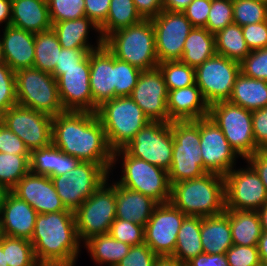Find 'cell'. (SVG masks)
<instances>
[{"instance_id":"cell-1","label":"cell","mask_w":267,"mask_h":266,"mask_svg":"<svg viewBox=\"0 0 267 266\" xmlns=\"http://www.w3.org/2000/svg\"><path fill=\"white\" fill-rule=\"evenodd\" d=\"M52 143L80 161L113 167V150L95 112L65 111L53 117Z\"/></svg>"},{"instance_id":"cell-2","label":"cell","mask_w":267,"mask_h":266,"mask_svg":"<svg viewBox=\"0 0 267 266\" xmlns=\"http://www.w3.org/2000/svg\"><path fill=\"white\" fill-rule=\"evenodd\" d=\"M30 242L41 266H75L81 245L74 212L37 214Z\"/></svg>"},{"instance_id":"cell-3","label":"cell","mask_w":267,"mask_h":266,"mask_svg":"<svg viewBox=\"0 0 267 266\" xmlns=\"http://www.w3.org/2000/svg\"><path fill=\"white\" fill-rule=\"evenodd\" d=\"M169 202L186 216H217L225 212L224 176L202 177L173 183Z\"/></svg>"},{"instance_id":"cell-4","label":"cell","mask_w":267,"mask_h":266,"mask_svg":"<svg viewBox=\"0 0 267 266\" xmlns=\"http://www.w3.org/2000/svg\"><path fill=\"white\" fill-rule=\"evenodd\" d=\"M105 47L118 59L141 71L158 67L155 33L151 19L119 29L104 39Z\"/></svg>"},{"instance_id":"cell-5","label":"cell","mask_w":267,"mask_h":266,"mask_svg":"<svg viewBox=\"0 0 267 266\" xmlns=\"http://www.w3.org/2000/svg\"><path fill=\"white\" fill-rule=\"evenodd\" d=\"M171 131L173 153L168 171L171 185L202 177L207 172L201 158L199 119L171 121Z\"/></svg>"},{"instance_id":"cell-6","label":"cell","mask_w":267,"mask_h":266,"mask_svg":"<svg viewBox=\"0 0 267 266\" xmlns=\"http://www.w3.org/2000/svg\"><path fill=\"white\" fill-rule=\"evenodd\" d=\"M96 114L113 151L124 148L150 122L130 96L115 97L104 102Z\"/></svg>"},{"instance_id":"cell-7","label":"cell","mask_w":267,"mask_h":266,"mask_svg":"<svg viewBox=\"0 0 267 266\" xmlns=\"http://www.w3.org/2000/svg\"><path fill=\"white\" fill-rule=\"evenodd\" d=\"M17 105L50 117L65 112L58 93L57 79L47 72L30 67L15 72Z\"/></svg>"},{"instance_id":"cell-8","label":"cell","mask_w":267,"mask_h":266,"mask_svg":"<svg viewBox=\"0 0 267 266\" xmlns=\"http://www.w3.org/2000/svg\"><path fill=\"white\" fill-rule=\"evenodd\" d=\"M123 170L119 185L140 192L158 204L167 203L171 195L168 172L156 165L131 156L124 148L113 151V164L121 156Z\"/></svg>"},{"instance_id":"cell-9","label":"cell","mask_w":267,"mask_h":266,"mask_svg":"<svg viewBox=\"0 0 267 266\" xmlns=\"http://www.w3.org/2000/svg\"><path fill=\"white\" fill-rule=\"evenodd\" d=\"M208 116L222 130L235 152L245 160L257 150L253 128L252 111L227 101L209 105Z\"/></svg>"},{"instance_id":"cell-10","label":"cell","mask_w":267,"mask_h":266,"mask_svg":"<svg viewBox=\"0 0 267 266\" xmlns=\"http://www.w3.org/2000/svg\"><path fill=\"white\" fill-rule=\"evenodd\" d=\"M109 172L105 165L81 161L71 171L51 180L65 208L75 212L108 180Z\"/></svg>"},{"instance_id":"cell-11","label":"cell","mask_w":267,"mask_h":266,"mask_svg":"<svg viewBox=\"0 0 267 266\" xmlns=\"http://www.w3.org/2000/svg\"><path fill=\"white\" fill-rule=\"evenodd\" d=\"M113 184L108 186L105 181L74 212L80 241L85 243L93 236L109 232L112 222L116 219V183Z\"/></svg>"},{"instance_id":"cell-12","label":"cell","mask_w":267,"mask_h":266,"mask_svg":"<svg viewBox=\"0 0 267 266\" xmlns=\"http://www.w3.org/2000/svg\"><path fill=\"white\" fill-rule=\"evenodd\" d=\"M124 149L131 156L145 160L168 172L173 153L171 122H148Z\"/></svg>"},{"instance_id":"cell-13","label":"cell","mask_w":267,"mask_h":266,"mask_svg":"<svg viewBox=\"0 0 267 266\" xmlns=\"http://www.w3.org/2000/svg\"><path fill=\"white\" fill-rule=\"evenodd\" d=\"M240 72L239 62L215 54L195 68V83L205 101L211 105L230 98Z\"/></svg>"},{"instance_id":"cell-14","label":"cell","mask_w":267,"mask_h":266,"mask_svg":"<svg viewBox=\"0 0 267 266\" xmlns=\"http://www.w3.org/2000/svg\"><path fill=\"white\" fill-rule=\"evenodd\" d=\"M225 210L258 211L267 203V193L258 173L248 168H234L224 176Z\"/></svg>"},{"instance_id":"cell-15","label":"cell","mask_w":267,"mask_h":266,"mask_svg":"<svg viewBox=\"0 0 267 266\" xmlns=\"http://www.w3.org/2000/svg\"><path fill=\"white\" fill-rule=\"evenodd\" d=\"M155 33V48L159 63L180 61L189 32L194 28L183 12L162 10L151 19Z\"/></svg>"},{"instance_id":"cell-16","label":"cell","mask_w":267,"mask_h":266,"mask_svg":"<svg viewBox=\"0 0 267 266\" xmlns=\"http://www.w3.org/2000/svg\"><path fill=\"white\" fill-rule=\"evenodd\" d=\"M31 152L52 143V117L30 108L15 105L0 116Z\"/></svg>"},{"instance_id":"cell-17","label":"cell","mask_w":267,"mask_h":266,"mask_svg":"<svg viewBox=\"0 0 267 266\" xmlns=\"http://www.w3.org/2000/svg\"><path fill=\"white\" fill-rule=\"evenodd\" d=\"M186 217L170 202L158 204L144 226L145 243L158 256H172L178 232Z\"/></svg>"},{"instance_id":"cell-18","label":"cell","mask_w":267,"mask_h":266,"mask_svg":"<svg viewBox=\"0 0 267 266\" xmlns=\"http://www.w3.org/2000/svg\"><path fill=\"white\" fill-rule=\"evenodd\" d=\"M199 131L204 170L225 176L234 168L237 153L209 116L199 119Z\"/></svg>"},{"instance_id":"cell-19","label":"cell","mask_w":267,"mask_h":266,"mask_svg":"<svg viewBox=\"0 0 267 266\" xmlns=\"http://www.w3.org/2000/svg\"><path fill=\"white\" fill-rule=\"evenodd\" d=\"M89 54L78 64V67L61 69L57 79L58 93L65 111L97 112L90 89Z\"/></svg>"},{"instance_id":"cell-20","label":"cell","mask_w":267,"mask_h":266,"mask_svg":"<svg viewBox=\"0 0 267 266\" xmlns=\"http://www.w3.org/2000/svg\"><path fill=\"white\" fill-rule=\"evenodd\" d=\"M130 97L150 121L169 123L168 90L158 67L140 73Z\"/></svg>"},{"instance_id":"cell-21","label":"cell","mask_w":267,"mask_h":266,"mask_svg":"<svg viewBox=\"0 0 267 266\" xmlns=\"http://www.w3.org/2000/svg\"><path fill=\"white\" fill-rule=\"evenodd\" d=\"M38 214L66 211L50 177L28 172L11 190Z\"/></svg>"},{"instance_id":"cell-22","label":"cell","mask_w":267,"mask_h":266,"mask_svg":"<svg viewBox=\"0 0 267 266\" xmlns=\"http://www.w3.org/2000/svg\"><path fill=\"white\" fill-rule=\"evenodd\" d=\"M89 64L93 103L100 107L114 98L115 56L103 45L89 53Z\"/></svg>"},{"instance_id":"cell-23","label":"cell","mask_w":267,"mask_h":266,"mask_svg":"<svg viewBox=\"0 0 267 266\" xmlns=\"http://www.w3.org/2000/svg\"><path fill=\"white\" fill-rule=\"evenodd\" d=\"M37 214L27 202L9 191L0 213L2 234L30 240Z\"/></svg>"},{"instance_id":"cell-24","label":"cell","mask_w":267,"mask_h":266,"mask_svg":"<svg viewBox=\"0 0 267 266\" xmlns=\"http://www.w3.org/2000/svg\"><path fill=\"white\" fill-rule=\"evenodd\" d=\"M0 40L5 63L14 72L34 66L35 33L8 25Z\"/></svg>"},{"instance_id":"cell-25","label":"cell","mask_w":267,"mask_h":266,"mask_svg":"<svg viewBox=\"0 0 267 266\" xmlns=\"http://www.w3.org/2000/svg\"><path fill=\"white\" fill-rule=\"evenodd\" d=\"M167 109L169 122L197 120L209 114V104L203 98L196 83L189 87L168 91Z\"/></svg>"},{"instance_id":"cell-26","label":"cell","mask_w":267,"mask_h":266,"mask_svg":"<svg viewBox=\"0 0 267 266\" xmlns=\"http://www.w3.org/2000/svg\"><path fill=\"white\" fill-rule=\"evenodd\" d=\"M10 25L33 33L50 30L52 22L45 0H11Z\"/></svg>"},{"instance_id":"cell-27","label":"cell","mask_w":267,"mask_h":266,"mask_svg":"<svg viewBox=\"0 0 267 266\" xmlns=\"http://www.w3.org/2000/svg\"><path fill=\"white\" fill-rule=\"evenodd\" d=\"M158 203L116 183V218L145 226Z\"/></svg>"},{"instance_id":"cell-28","label":"cell","mask_w":267,"mask_h":266,"mask_svg":"<svg viewBox=\"0 0 267 266\" xmlns=\"http://www.w3.org/2000/svg\"><path fill=\"white\" fill-rule=\"evenodd\" d=\"M200 235L205 254H226L233 245L229 210L217 216L202 217Z\"/></svg>"},{"instance_id":"cell-29","label":"cell","mask_w":267,"mask_h":266,"mask_svg":"<svg viewBox=\"0 0 267 266\" xmlns=\"http://www.w3.org/2000/svg\"><path fill=\"white\" fill-rule=\"evenodd\" d=\"M100 33V28L86 16L75 19L56 22L52 24L58 41L62 48L66 49H97L104 45V39L101 35L98 37L97 47L88 42V31L90 28Z\"/></svg>"},{"instance_id":"cell-30","label":"cell","mask_w":267,"mask_h":266,"mask_svg":"<svg viewBox=\"0 0 267 266\" xmlns=\"http://www.w3.org/2000/svg\"><path fill=\"white\" fill-rule=\"evenodd\" d=\"M228 101L250 111L266 107L267 81L247 77L240 72Z\"/></svg>"},{"instance_id":"cell-31","label":"cell","mask_w":267,"mask_h":266,"mask_svg":"<svg viewBox=\"0 0 267 266\" xmlns=\"http://www.w3.org/2000/svg\"><path fill=\"white\" fill-rule=\"evenodd\" d=\"M233 245L257 246L262 234L257 211L229 210Z\"/></svg>"},{"instance_id":"cell-32","label":"cell","mask_w":267,"mask_h":266,"mask_svg":"<svg viewBox=\"0 0 267 266\" xmlns=\"http://www.w3.org/2000/svg\"><path fill=\"white\" fill-rule=\"evenodd\" d=\"M215 54L214 34H211L206 28L194 27L184 42L183 56L180 61L197 68Z\"/></svg>"},{"instance_id":"cell-33","label":"cell","mask_w":267,"mask_h":266,"mask_svg":"<svg viewBox=\"0 0 267 266\" xmlns=\"http://www.w3.org/2000/svg\"><path fill=\"white\" fill-rule=\"evenodd\" d=\"M201 220V216H187L180 227L172 257L183 264L204 253L200 235Z\"/></svg>"},{"instance_id":"cell-34","label":"cell","mask_w":267,"mask_h":266,"mask_svg":"<svg viewBox=\"0 0 267 266\" xmlns=\"http://www.w3.org/2000/svg\"><path fill=\"white\" fill-rule=\"evenodd\" d=\"M97 264L116 266L129 252L130 245L114 239L109 233L91 237L85 242Z\"/></svg>"},{"instance_id":"cell-35","label":"cell","mask_w":267,"mask_h":266,"mask_svg":"<svg viewBox=\"0 0 267 266\" xmlns=\"http://www.w3.org/2000/svg\"><path fill=\"white\" fill-rule=\"evenodd\" d=\"M214 36L216 54L241 63L250 53L242 27L238 24L232 23Z\"/></svg>"},{"instance_id":"cell-36","label":"cell","mask_w":267,"mask_h":266,"mask_svg":"<svg viewBox=\"0 0 267 266\" xmlns=\"http://www.w3.org/2000/svg\"><path fill=\"white\" fill-rule=\"evenodd\" d=\"M142 20L133 0H111L106 22L100 27V35L105 39L111 33Z\"/></svg>"},{"instance_id":"cell-37","label":"cell","mask_w":267,"mask_h":266,"mask_svg":"<svg viewBox=\"0 0 267 266\" xmlns=\"http://www.w3.org/2000/svg\"><path fill=\"white\" fill-rule=\"evenodd\" d=\"M62 47L51 28L43 32L35 33L34 68L43 72L52 73L59 58Z\"/></svg>"},{"instance_id":"cell-38","label":"cell","mask_w":267,"mask_h":266,"mask_svg":"<svg viewBox=\"0 0 267 266\" xmlns=\"http://www.w3.org/2000/svg\"><path fill=\"white\" fill-rule=\"evenodd\" d=\"M0 244L8 266H41L30 240L3 235Z\"/></svg>"},{"instance_id":"cell-39","label":"cell","mask_w":267,"mask_h":266,"mask_svg":"<svg viewBox=\"0 0 267 266\" xmlns=\"http://www.w3.org/2000/svg\"><path fill=\"white\" fill-rule=\"evenodd\" d=\"M30 155L0 152V184L11 191L30 171Z\"/></svg>"},{"instance_id":"cell-40","label":"cell","mask_w":267,"mask_h":266,"mask_svg":"<svg viewBox=\"0 0 267 266\" xmlns=\"http://www.w3.org/2000/svg\"><path fill=\"white\" fill-rule=\"evenodd\" d=\"M158 68L164 76L168 91L195 84V68L181 61H165L159 63Z\"/></svg>"},{"instance_id":"cell-41","label":"cell","mask_w":267,"mask_h":266,"mask_svg":"<svg viewBox=\"0 0 267 266\" xmlns=\"http://www.w3.org/2000/svg\"><path fill=\"white\" fill-rule=\"evenodd\" d=\"M233 21L241 27L267 21V3L258 0H233Z\"/></svg>"},{"instance_id":"cell-42","label":"cell","mask_w":267,"mask_h":266,"mask_svg":"<svg viewBox=\"0 0 267 266\" xmlns=\"http://www.w3.org/2000/svg\"><path fill=\"white\" fill-rule=\"evenodd\" d=\"M142 71L128 62L115 57V97H125L132 94Z\"/></svg>"},{"instance_id":"cell-43","label":"cell","mask_w":267,"mask_h":266,"mask_svg":"<svg viewBox=\"0 0 267 266\" xmlns=\"http://www.w3.org/2000/svg\"><path fill=\"white\" fill-rule=\"evenodd\" d=\"M52 24L75 20L85 15V0H47Z\"/></svg>"},{"instance_id":"cell-44","label":"cell","mask_w":267,"mask_h":266,"mask_svg":"<svg viewBox=\"0 0 267 266\" xmlns=\"http://www.w3.org/2000/svg\"><path fill=\"white\" fill-rule=\"evenodd\" d=\"M232 23H234L233 0H211V8L205 28L215 35Z\"/></svg>"},{"instance_id":"cell-45","label":"cell","mask_w":267,"mask_h":266,"mask_svg":"<svg viewBox=\"0 0 267 266\" xmlns=\"http://www.w3.org/2000/svg\"><path fill=\"white\" fill-rule=\"evenodd\" d=\"M29 162L30 172L55 177L56 146L51 143L46 147L32 150Z\"/></svg>"},{"instance_id":"cell-46","label":"cell","mask_w":267,"mask_h":266,"mask_svg":"<svg viewBox=\"0 0 267 266\" xmlns=\"http://www.w3.org/2000/svg\"><path fill=\"white\" fill-rule=\"evenodd\" d=\"M114 239L130 246L145 243L144 226L129 222L127 220L115 219L108 232Z\"/></svg>"},{"instance_id":"cell-47","label":"cell","mask_w":267,"mask_h":266,"mask_svg":"<svg viewBox=\"0 0 267 266\" xmlns=\"http://www.w3.org/2000/svg\"><path fill=\"white\" fill-rule=\"evenodd\" d=\"M240 71L247 77L267 81V47L250 51L240 63Z\"/></svg>"},{"instance_id":"cell-48","label":"cell","mask_w":267,"mask_h":266,"mask_svg":"<svg viewBox=\"0 0 267 266\" xmlns=\"http://www.w3.org/2000/svg\"><path fill=\"white\" fill-rule=\"evenodd\" d=\"M229 266H258L261 261L257 246L232 245L226 251Z\"/></svg>"},{"instance_id":"cell-49","label":"cell","mask_w":267,"mask_h":266,"mask_svg":"<svg viewBox=\"0 0 267 266\" xmlns=\"http://www.w3.org/2000/svg\"><path fill=\"white\" fill-rule=\"evenodd\" d=\"M158 258L146 244L131 246L128 254L116 266H154Z\"/></svg>"},{"instance_id":"cell-50","label":"cell","mask_w":267,"mask_h":266,"mask_svg":"<svg viewBox=\"0 0 267 266\" xmlns=\"http://www.w3.org/2000/svg\"><path fill=\"white\" fill-rule=\"evenodd\" d=\"M0 152L17 155H30L25 143L0 121Z\"/></svg>"},{"instance_id":"cell-51","label":"cell","mask_w":267,"mask_h":266,"mask_svg":"<svg viewBox=\"0 0 267 266\" xmlns=\"http://www.w3.org/2000/svg\"><path fill=\"white\" fill-rule=\"evenodd\" d=\"M95 49H66L59 52L58 62L51 73L56 79L61 76V69H71L78 67V64Z\"/></svg>"},{"instance_id":"cell-52","label":"cell","mask_w":267,"mask_h":266,"mask_svg":"<svg viewBox=\"0 0 267 266\" xmlns=\"http://www.w3.org/2000/svg\"><path fill=\"white\" fill-rule=\"evenodd\" d=\"M242 31L250 51L267 47V21L242 26Z\"/></svg>"},{"instance_id":"cell-53","label":"cell","mask_w":267,"mask_h":266,"mask_svg":"<svg viewBox=\"0 0 267 266\" xmlns=\"http://www.w3.org/2000/svg\"><path fill=\"white\" fill-rule=\"evenodd\" d=\"M211 0H193L183 11L194 27H206Z\"/></svg>"},{"instance_id":"cell-54","label":"cell","mask_w":267,"mask_h":266,"mask_svg":"<svg viewBox=\"0 0 267 266\" xmlns=\"http://www.w3.org/2000/svg\"><path fill=\"white\" fill-rule=\"evenodd\" d=\"M252 128L256 147L267 150V106L252 111Z\"/></svg>"},{"instance_id":"cell-55","label":"cell","mask_w":267,"mask_h":266,"mask_svg":"<svg viewBox=\"0 0 267 266\" xmlns=\"http://www.w3.org/2000/svg\"><path fill=\"white\" fill-rule=\"evenodd\" d=\"M111 0H85V15L99 28L106 22Z\"/></svg>"},{"instance_id":"cell-56","label":"cell","mask_w":267,"mask_h":266,"mask_svg":"<svg viewBox=\"0 0 267 266\" xmlns=\"http://www.w3.org/2000/svg\"><path fill=\"white\" fill-rule=\"evenodd\" d=\"M246 161L258 173L267 193V150H257Z\"/></svg>"},{"instance_id":"cell-57","label":"cell","mask_w":267,"mask_h":266,"mask_svg":"<svg viewBox=\"0 0 267 266\" xmlns=\"http://www.w3.org/2000/svg\"><path fill=\"white\" fill-rule=\"evenodd\" d=\"M143 19H152L163 10V0H133Z\"/></svg>"},{"instance_id":"cell-58","label":"cell","mask_w":267,"mask_h":266,"mask_svg":"<svg viewBox=\"0 0 267 266\" xmlns=\"http://www.w3.org/2000/svg\"><path fill=\"white\" fill-rule=\"evenodd\" d=\"M185 266H229L226 254H199Z\"/></svg>"},{"instance_id":"cell-59","label":"cell","mask_w":267,"mask_h":266,"mask_svg":"<svg viewBox=\"0 0 267 266\" xmlns=\"http://www.w3.org/2000/svg\"><path fill=\"white\" fill-rule=\"evenodd\" d=\"M17 105L15 83H0V116Z\"/></svg>"},{"instance_id":"cell-60","label":"cell","mask_w":267,"mask_h":266,"mask_svg":"<svg viewBox=\"0 0 267 266\" xmlns=\"http://www.w3.org/2000/svg\"><path fill=\"white\" fill-rule=\"evenodd\" d=\"M80 162L78 158L67 155L56 147L55 176L66 174L74 169Z\"/></svg>"},{"instance_id":"cell-61","label":"cell","mask_w":267,"mask_h":266,"mask_svg":"<svg viewBox=\"0 0 267 266\" xmlns=\"http://www.w3.org/2000/svg\"><path fill=\"white\" fill-rule=\"evenodd\" d=\"M193 0H163V10L183 12Z\"/></svg>"},{"instance_id":"cell-62","label":"cell","mask_w":267,"mask_h":266,"mask_svg":"<svg viewBox=\"0 0 267 266\" xmlns=\"http://www.w3.org/2000/svg\"><path fill=\"white\" fill-rule=\"evenodd\" d=\"M11 21V0H0V24L5 22V27Z\"/></svg>"},{"instance_id":"cell-63","label":"cell","mask_w":267,"mask_h":266,"mask_svg":"<svg viewBox=\"0 0 267 266\" xmlns=\"http://www.w3.org/2000/svg\"><path fill=\"white\" fill-rule=\"evenodd\" d=\"M0 83H15V72L6 63L0 65Z\"/></svg>"},{"instance_id":"cell-64","label":"cell","mask_w":267,"mask_h":266,"mask_svg":"<svg viewBox=\"0 0 267 266\" xmlns=\"http://www.w3.org/2000/svg\"><path fill=\"white\" fill-rule=\"evenodd\" d=\"M257 248L261 263L267 266V233L262 232Z\"/></svg>"},{"instance_id":"cell-65","label":"cell","mask_w":267,"mask_h":266,"mask_svg":"<svg viewBox=\"0 0 267 266\" xmlns=\"http://www.w3.org/2000/svg\"><path fill=\"white\" fill-rule=\"evenodd\" d=\"M154 266H185V264L172 256H158Z\"/></svg>"},{"instance_id":"cell-66","label":"cell","mask_w":267,"mask_h":266,"mask_svg":"<svg viewBox=\"0 0 267 266\" xmlns=\"http://www.w3.org/2000/svg\"><path fill=\"white\" fill-rule=\"evenodd\" d=\"M261 229L263 233H267V203H265L258 211Z\"/></svg>"},{"instance_id":"cell-67","label":"cell","mask_w":267,"mask_h":266,"mask_svg":"<svg viewBox=\"0 0 267 266\" xmlns=\"http://www.w3.org/2000/svg\"><path fill=\"white\" fill-rule=\"evenodd\" d=\"M8 192L9 190L4 185L0 184V213H1L2 206L4 204L5 197Z\"/></svg>"},{"instance_id":"cell-68","label":"cell","mask_w":267,"mask_h":266,"mask_svg":"<svg viewBox=\"0 0 267 266\" xmlns=\"http://www.w3.org/2000/svg\"><path fill=\"white\" fill-rule=\"evenodd\" d=\"M0 266H8V264L6 263L5 254L3 253V248L1 244H0Z\"/></svg>"},{"instance_id":"cell-69","label":"cell","mask_w":267,"mask_h":266,"mask_svg":"<svg viewBox=\"0 0 267 266\" xmlns=\"http://www.w3.org/2000/svg\"><path fill=\"white\" fill-rule=\"evenodd\" d=\"M5 63L4 51L0 40V65Z\"/></svg>"},{"instance_id":"cell-70","label":"cell","mask_w":267,"mask_h":266,"mask_svg":"<svg viewBox=\"0 0 267 266\" xmlns=\"http://www.w3.org/2000/svg\"><path fill=\"white\" fill-rule=\"evenodd\" d=\"M3 234H2V229H1V226H0V240L2 238Z\"/></svg>"},{"instance_id":"cell-71","label":"cell","mask_w":267,"mask_h":266,"mask_svg":"<svg viewBox=\"0 0 267 266\" xmlns=\"http://www.w3.org/2000/svg\"><path fill=\"white\" fill-rule=\"evenodd\" d=\"M258 1H262V2H265V3H267V0H258Z\"/></svg>"}]
</instances>
